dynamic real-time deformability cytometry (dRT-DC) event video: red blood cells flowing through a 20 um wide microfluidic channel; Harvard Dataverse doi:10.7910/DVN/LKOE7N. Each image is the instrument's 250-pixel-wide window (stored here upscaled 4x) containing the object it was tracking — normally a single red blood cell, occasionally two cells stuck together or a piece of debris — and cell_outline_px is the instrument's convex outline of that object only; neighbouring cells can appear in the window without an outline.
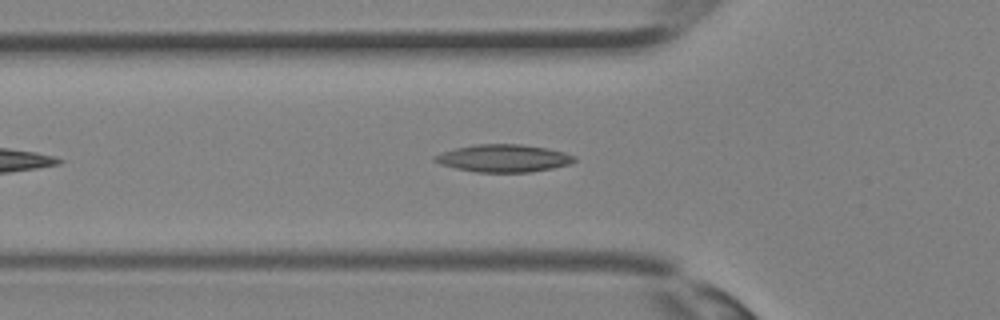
{"species": "Egyptian fruit bat (a non-hibernating species)", "species_latin": "Rousettus aegyptiacus", "temperature_condition": "room temperature", "stored_images_in_passage": 27, "camera_frame_rate_fps": 3000, "um_per_image_px": 0.085, "animal": {"sex": "female"}, "frame": {"image": 1, "passage_image": 5, "time_ms": 1.333, "image_size_px": [1000, 320], "cell_outline_px": [[576, 160], [572, 164], [552, 168], [528, 172], [476, 172], [456, 168], [440, 164], [432, 160], [432, 156], [440, 152], [472, 144], [520, 144], [548, 148], [564, 152], [576, 156]], "centroid_in_image_um": [42.79, 13.44], "position_along_channel_um": 83.0, "area_um2": 22.6}}
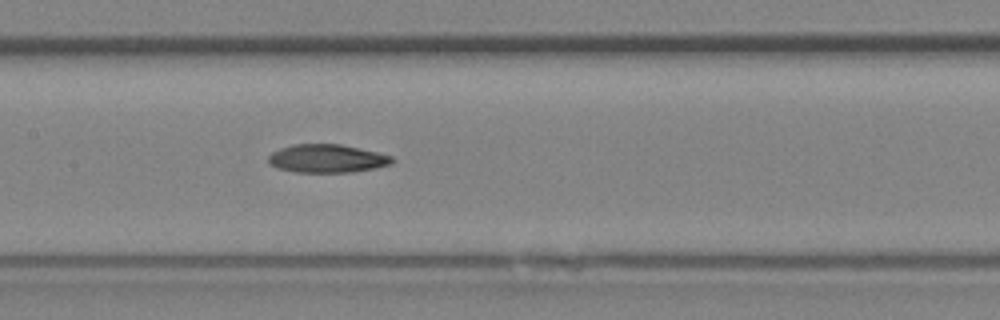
{"frame": {"image": 2, "passage_image": 10, "time_ms": 3.0, "image_size_px": [1000, 320], "cell_outline_px": [[396, 160], [392, 164], [376, 168], [352, 172], [296, 172], [276, 168], [268, 164], [268, 156], [272, 152], [280, 148], [292, 144], [340, 144], [376, 152], [392, 156]], "centroid_in_image_um": [27.78, 13.48], "position_along_channel_um": 179.6, "area_um2": 20.52}}
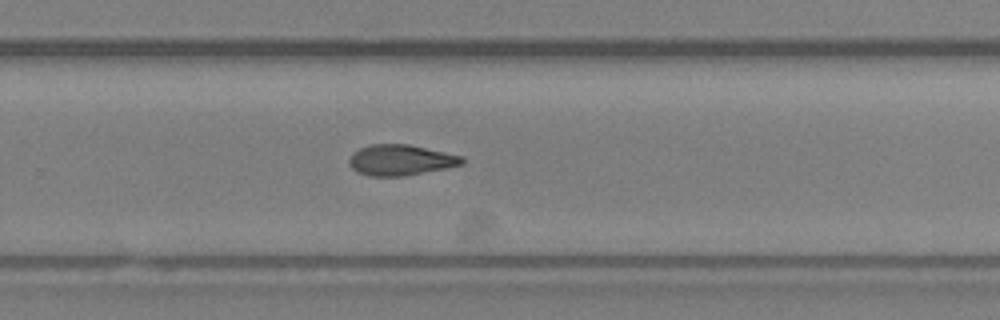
{"frame": {"image": 3, "passage_image": 16, "time_ms": 5.0, "image_size_px": [1000, 320], "cell_outline_px": [[464, 164], [404, 176], [368, 176], [356, 172], [348, 164], [348, 160], [352, 152], [368, 144], [408, 144], [464, 156]], "centroid_in_image_um": [34.01, 13.6], "position_along_channel_um": 295.8, "area_um2": 20.35}}